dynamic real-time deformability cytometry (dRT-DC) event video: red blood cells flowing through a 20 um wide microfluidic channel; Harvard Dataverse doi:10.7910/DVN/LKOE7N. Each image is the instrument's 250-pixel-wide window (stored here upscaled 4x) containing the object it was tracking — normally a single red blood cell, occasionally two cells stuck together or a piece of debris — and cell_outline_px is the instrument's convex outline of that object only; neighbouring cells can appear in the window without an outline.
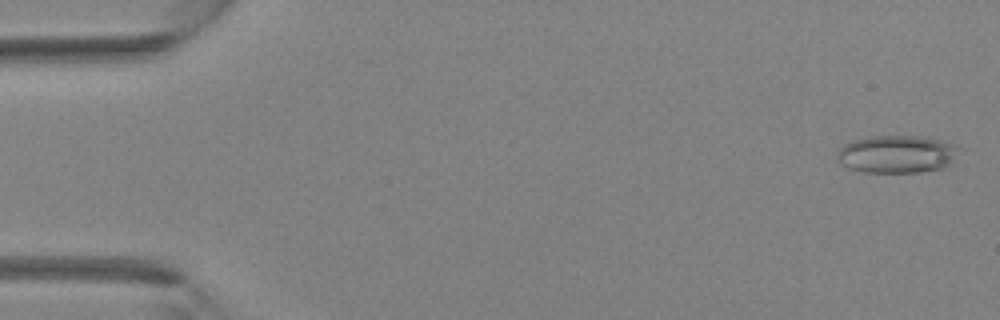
{"species": "Egyptian fruit bat (a non-hibernating species)", "species_latin": "Rousettus aegyptiacus", "temperature_condition": "room temperature", "stored_images_in_passage": 40, "camera_frame_rate_fps": 3000, "um_per_image_px": 0.085, "animal": {"sex": "female"}, "frame": {"image": 1, "passage_image": 1, "time_ms": 0.0, "image_size_px": [1000, 320], "cell_outline_px": [[964, 148], [944, 168], [920, 172], [864, 172], [848, 168], [840, 164], [836, 160], [836, 152], [844, 144], [852, 140], [868, 136], [916, 136], [940, 140], [956, 144]], "centroid_in_image_um": [76.22, 13.1], "position_along_channel_um": 8.8, "area_um2": 27.17}}
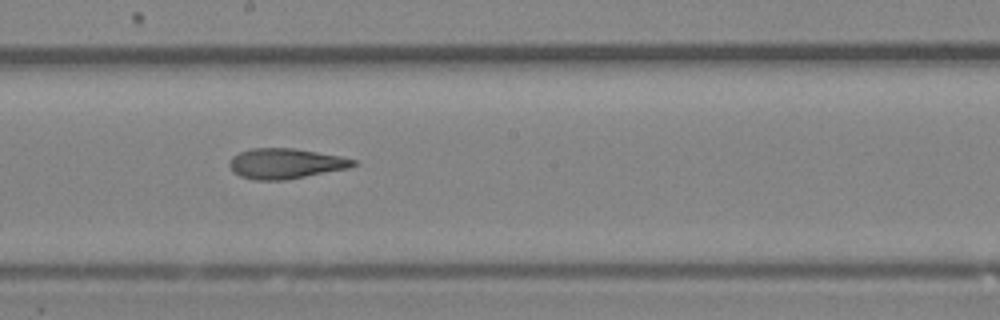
{"frame": {"image": 2, "passage_image": 22, "time_ms": 7.0, "image_size_px": [1000, 320], "cell_outline_px": [[356, 164], [348, 168], [284, 180], [256, 180], [240, 176], [232, 172], [228, 164], [228, 160], [232, 156], [240, 152], [252, 148], [292, 148], [340, 156], [356, 160]], "centroid_in_image_um": [24.21, 13.9], "position_along_channel_um": 224.0, "area_um2": 21.73}}
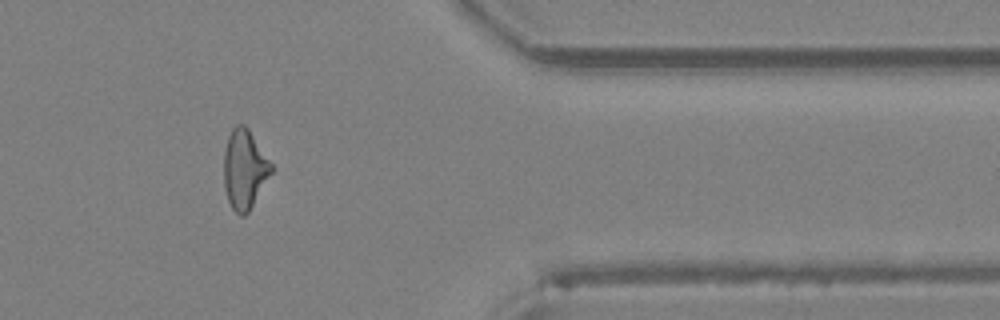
{"frame": {"image": 3, "passage_image": 33, "time_ms": 10.667, "image_size_px": [1000, 320], "cell_outline_px": [[272, 172], [248, 212], [244, 216], [240, 216], [232, 208], [228, 200], [224, 188], [224, 152], [228, 136], [232, 128], [236, 124], [244, 124], [248, 128], [272, 164]], "centroid_in_image_um": [20.77, 14.38], "position_along_channel_um": 390.6, "area_um2": 21.73}}